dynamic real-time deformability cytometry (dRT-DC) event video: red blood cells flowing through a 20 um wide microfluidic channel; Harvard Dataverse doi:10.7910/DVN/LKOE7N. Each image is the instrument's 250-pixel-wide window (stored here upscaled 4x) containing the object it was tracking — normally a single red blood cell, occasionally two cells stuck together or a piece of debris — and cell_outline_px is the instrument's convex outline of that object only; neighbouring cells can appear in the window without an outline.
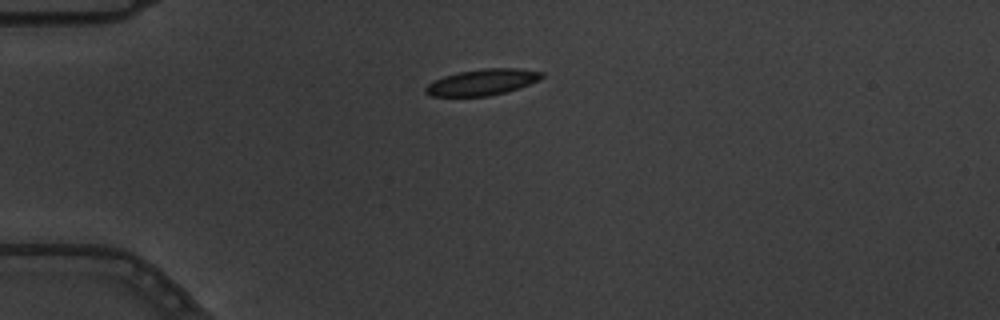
{"species": "common noctule bat (a hibernating species)", "species_latin": "Nyctalus noctula", "temperature_condition": "warm", "stored_images_in_passage": 2, "camera_frame_rate_fps": 3000, "um_per_image_px": 0.085, "animal": {"sex": "male", "body_mass_g": 19.5, "forearm_length_mm": 54.6}, "frame": {"image": 1, "passage_image": 1, "time_ms": 0.0, "image_size_px": [1000, 320], "cell_outline_px": [[544, 76], [540, 80], [520, 88], [488, 96], [428, 96], [424, 92], [424, 88], [428, 84], [444, 76], [456, 72], [484, 68], [520, 68], [544, 72]], "centroid_in_image_um": [41.01, 6.98], "position_along_channel_um": 44.0, "area_um2": 17.86}}